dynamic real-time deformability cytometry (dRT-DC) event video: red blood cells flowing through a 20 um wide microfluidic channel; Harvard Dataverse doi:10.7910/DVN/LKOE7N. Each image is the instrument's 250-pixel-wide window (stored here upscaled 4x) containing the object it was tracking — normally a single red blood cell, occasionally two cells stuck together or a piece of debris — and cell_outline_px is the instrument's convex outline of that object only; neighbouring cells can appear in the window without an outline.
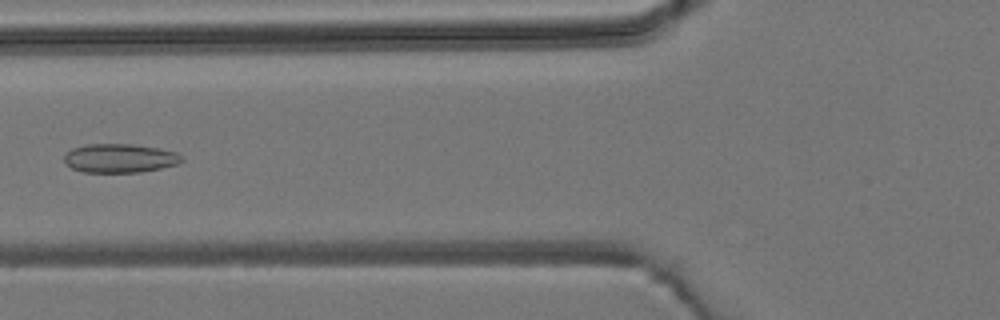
{"species": "common noctule bat (a hibernating species)", "species_latin": "Nyctalus noctula", "temperature_condition": "room temperature", "stored_images_in_passage": 5, "camera_frame_rate_fps": 3000, "um_per_image_px": 0.085, "animal": {"sex": "male", "body_mass_g": 19.2, "forearm_length_mm": 51.8}, "frame": {"image": 1, "passage_image": 4, "time_ms": 3.667, "image_size_px": [1000, 320], "cell_outline_px": [[184, 160], [176, 164], [160, 168], [140, 172], [84, 172], [72, 168], [64, 164], [64, 156], [72, 148], [88, 144], [132, 144], [160, 148], [176, 152], [184, 156]], "centroid_in_image_um": [10.19, 13.44], "position_along_channel_um": 115.6, "area_um2": 19.83}}
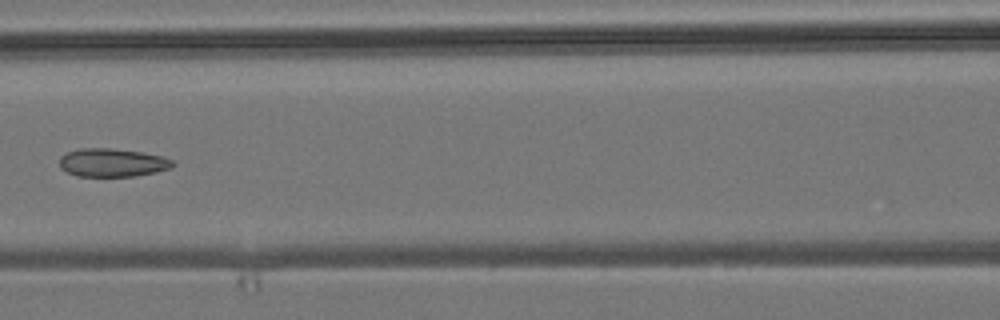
{"frame": {"image": 2, "passage_image": 5, "time_ms": 4.667, "image_size_px": [1000, 320], "cell_outline_px": [[176, 164], [168, 168], [156, 172], [136, 176], [76, 176], [60, 168], [60, 156], [68, 152], [80, 148], [112, 148], [140, 152], [164, 156], [172, 160]], "centroid_in_image_um": [9.55, 13.82], "position_along_channel_um": 157.1, "area_um2": 18.67}}